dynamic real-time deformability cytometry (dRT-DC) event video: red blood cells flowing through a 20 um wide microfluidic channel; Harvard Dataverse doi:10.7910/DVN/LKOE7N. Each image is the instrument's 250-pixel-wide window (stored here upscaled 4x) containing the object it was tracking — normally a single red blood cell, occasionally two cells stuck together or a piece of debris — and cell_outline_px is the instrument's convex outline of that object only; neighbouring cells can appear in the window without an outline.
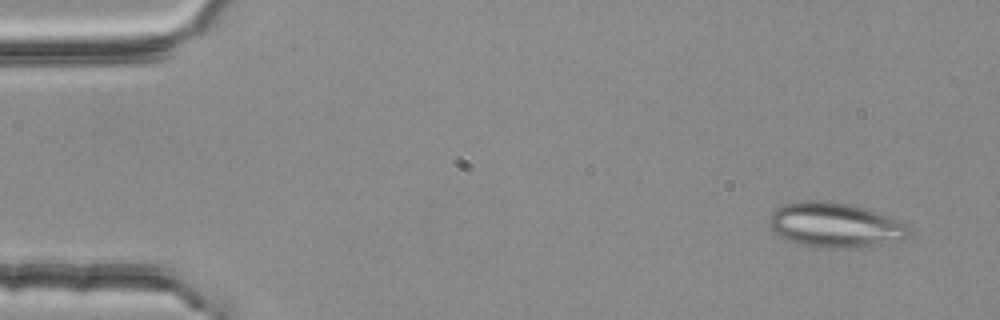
{"species": "common noctule bat (a hibernating species)", "species_latin": "Nyctalus noctula", "temperature_condition": "room temperature", "stored_images_in_passage": 4, "camera_frame_rate_fps": 3000, "um_per_image_px": 0.085, "animal": {"sex": "female", "body_mass_g": 25.1}, "frame": {"image": 1, "passage_image": 1, "time_ms": 0.0, "image_size_px": [1000, 320], "cell_outline_px": [[908, 236], [904, 240], [880, 244], [852, 248], [824, 248], [800, 244], [788, 240], [772, 232], [768, 220], [772, 212], [776, 208], [784, 204], [800, 200], [824, 200], [852, 204], [888, 216], [908, 224]], "centroid_in_image_um": [70.95, 19.12], "position_along_channel_um": 14.0, "area_um2": 36.7}}
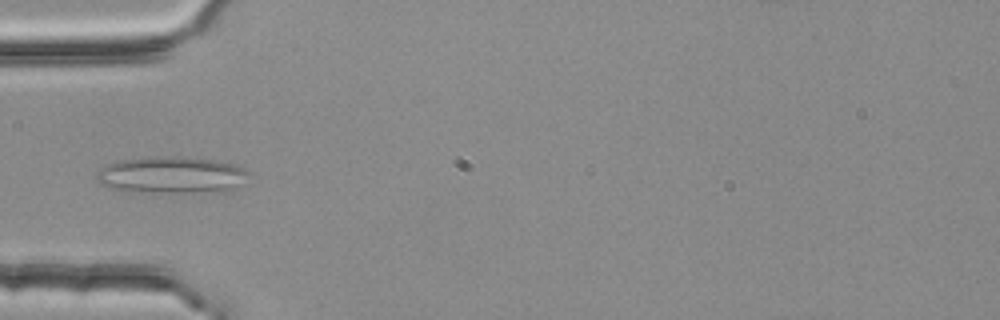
{"frame": {"image": 2, "passage_image": 4, "time_ms": 1.0, "image_size_px": [1000, 320], "cell_outline_px": [[252, 172], [232, 188], [224, 192], [120, 192], [108, 188], [100, 184], [96, 180], [96, 172], [100, 168], [116, 160], [160, 156], [172, 156], [212, 160], [232, 164], [244, 168]], "centroid_in_image_um": [14.47, 14.89], "position_along_channel_um": 70.5, "area_um2": 32.83}}